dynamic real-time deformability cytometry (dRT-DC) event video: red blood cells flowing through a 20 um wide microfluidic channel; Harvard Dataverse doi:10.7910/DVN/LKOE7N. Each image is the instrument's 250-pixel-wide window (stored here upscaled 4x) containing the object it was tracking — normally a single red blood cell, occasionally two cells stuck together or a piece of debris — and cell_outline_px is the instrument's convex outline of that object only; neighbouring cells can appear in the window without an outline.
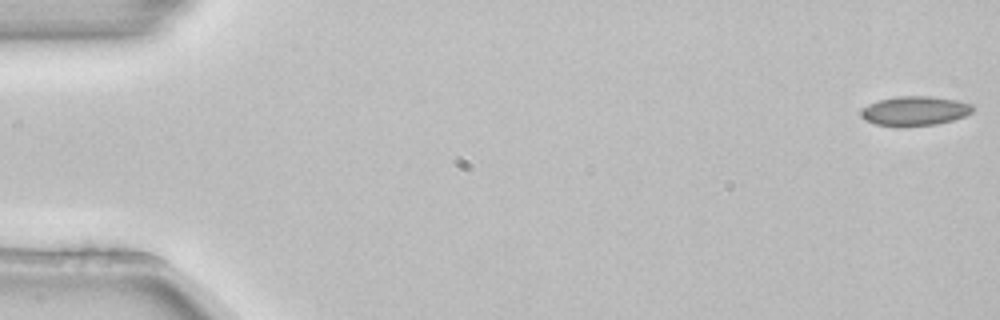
{"species": "common noctule bat (a hibernating species)", "species_latin": "Nyctalus noctula", "temperature_condition": "room temperature", "stored_images_in_passage": 5, "segment_of_instrument_passage": [1, 2], "camera_frame_rate_fps": 3000, "um_per_image_px": 0.085, "animal": {"sex": "female", "body_mass_g": 22.7, "forearm_length_mm": 54.2}, "frame": {"image": 1, "passage_image": 1, "time_ms": 0.0, "image_size_px": [1000, 320], "cell_outline_px": [[976, 108], [972, 112], [964, 116], [952, 120], [936, 124], [904, 128], [900, 128], [876, 124], [864, 120], [860, 116], [860, 112], [864, 108], [880, 100], [900, 96], [928, 96], [956, 100], [972, 104]], "centroid_in_image_um": [77.77, 9.46], "position_along_channel_um": 7.2, "area_um2": 19.31}}
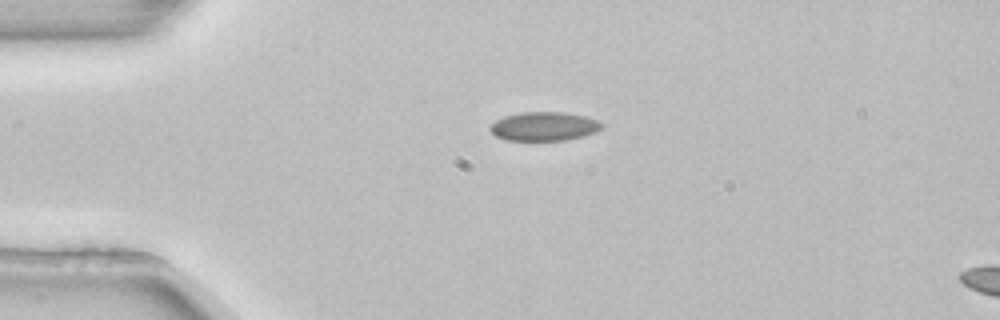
{"frame": {"image": 2, "passage_image": 3, "time_ms": 0.667, "image_size_px": [1000, 320], "cell_outline_px": [[604, 128], [596, 132], [584, 136], [564, 140], [504, 140], [496, 136], [488, 128], [496, 120], [504, 116], [524, 112], [564, 112], [584, 116], [600, 120], [604, 124]], "centroid_in_image_um": [46.29, 10.74], "position_along_channel_um": 38.7, "area_um2": 18.9}}